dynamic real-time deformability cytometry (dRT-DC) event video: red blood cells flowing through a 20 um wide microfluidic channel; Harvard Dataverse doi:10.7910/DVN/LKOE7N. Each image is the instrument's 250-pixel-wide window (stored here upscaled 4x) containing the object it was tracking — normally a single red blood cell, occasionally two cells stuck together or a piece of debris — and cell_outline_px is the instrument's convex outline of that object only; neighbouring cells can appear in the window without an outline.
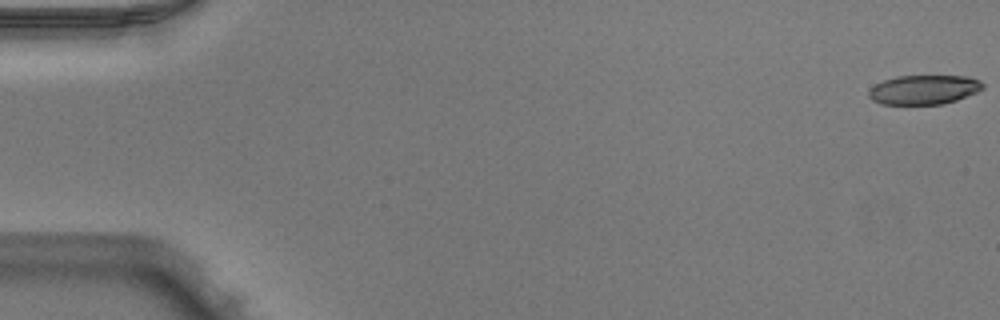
{"species": "Egyptian fruit bat (a non-hibernating species)", "species_latin": "Rousettus aegyptiacus", "temperature_condition": "warm", "stored_images_in_passage": 51, "camera_frame_rate_fps": 3000, "um_per_image_px": 0.085, "animal": {"sex": "male"}, "frame": {"image": 1, "passage_image": 1, "time_ms": 0.0, "image_size_px": [1000, 320], "cell_outline_px": [[984, 88], [976, 92], [956, 100], [944, 104], [880, 104], [872, 100], [868, 96], [868, 92], [876, 84], [884, 80], [896, 76], [968, 76], [980, 80], [984, 84]], "centroid_in_image_um": [78.54, 7.62], "position_along_channel_um": 6.5, "area_um2": 19.48}}
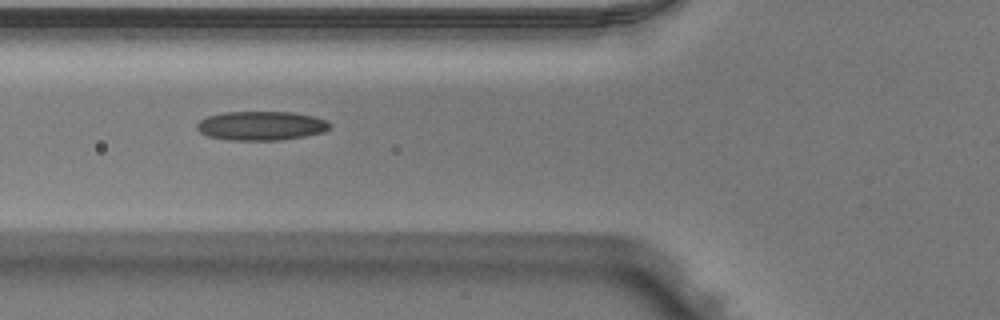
{"frame": {"image": 2, "passage_image": 20, "time_ms": 6.333, "image_size_px": [1000, 320], "cell_outline_px": [[332, 128], [324, 132], [304, 136], [280, 140], [232, 140], [208, 136], [200, 132], [196, 128], [196, 124], [200, 120], [208, 116], [224, 112], [292, 112], [312, 116], [324, 120], [332, 124]], "centroid_in_image_um": [22.21, 10.69], "position_along_channel_um": 103.6, "area_um2": 22.48}}
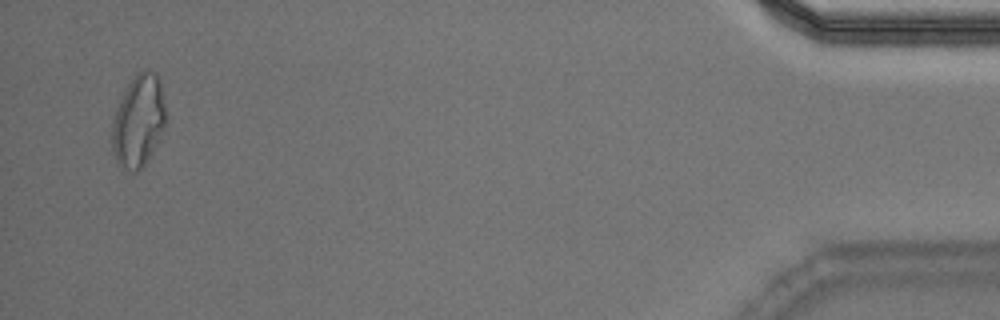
{"frame": {"image": 3, "passage_image": 50, "time_ms": 16.333, "image_size_px": [1000, 320], "cell_outline_px": [[168, 120], [164, 132], [144, 164], [140, 168], [132, 172], [116, 160], [112, 148], [112, 124], [116, 108], [128, 84], [136, 72], [144, 68], [156, 72], [160, 80]], "centroid_in_image_um": [11.81, 10.21], "position_along_channel_um": 423.4, "area_um2": 29.02}, "authors_computed_cell_mechanics": {"area_um2": 21.7906, "velocity_mm_per_s": 3.9878, "shape_relaxation_time_tau1_ms": null, "shape_relaxation_time_tau2_ms": 4.0733, "deformation_change_tau1": null, "deformation_change_tau2": 0.127}}